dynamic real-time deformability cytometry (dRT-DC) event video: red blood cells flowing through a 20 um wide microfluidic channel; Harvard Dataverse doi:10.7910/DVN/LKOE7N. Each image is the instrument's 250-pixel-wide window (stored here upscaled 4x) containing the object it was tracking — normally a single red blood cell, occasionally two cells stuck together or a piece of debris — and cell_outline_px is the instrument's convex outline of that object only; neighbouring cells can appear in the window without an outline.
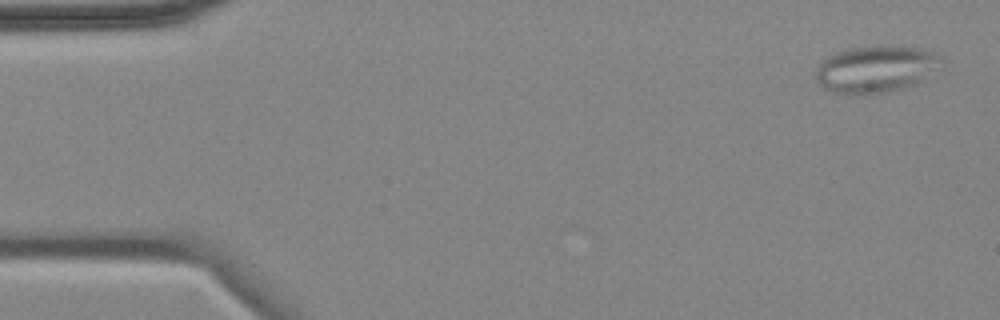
{"species": "common noctule bat (a hibernating species)", "species_latin": "Nyctalus noctula", "temperature_condition": "cold", "stored_images_in_passage": 4, "camera_frame_rate_fps": 3000, "um_per_image_px": 0.085, "animal": {"sex": "female", "body_mass_g": 18.4}, "frame": {"image": 1, "passage_image": 1, "time_ms": 0.0, "image_size_px": [1000, 320], "cell_outline_px": [[944, 64], [940, 68], [916, 84], [904, 88], [888, 92], [864, 96], [848, 96], [832, 92], [824, 88], [816, 80], [816, 68], [820, 60], [836, 52], [848, 48], [892, 44], [920, 48], [932, 52], [940, 56], [944, 60]], "centroid_in_image_um": [74.45, 5.88], "position_along_channel_um": 10.6, "area_um2": 35.55}}